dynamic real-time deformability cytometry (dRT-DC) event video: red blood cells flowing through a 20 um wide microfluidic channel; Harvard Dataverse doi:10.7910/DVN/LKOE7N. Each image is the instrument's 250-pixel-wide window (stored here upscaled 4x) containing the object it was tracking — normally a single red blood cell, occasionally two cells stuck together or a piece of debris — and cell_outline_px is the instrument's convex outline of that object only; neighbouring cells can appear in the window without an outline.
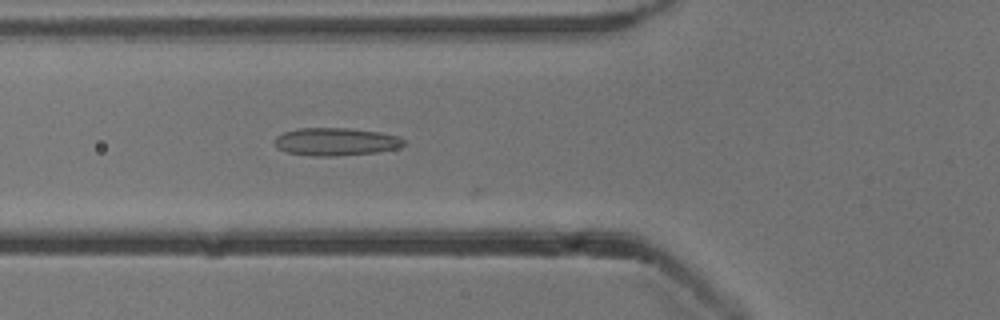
{"species": "common noctule bat (a hibernating species)", "species_latin": "Nyctalus noctula", "temperature_condition": "cold", "stored_images_in_passage": 5, "camera_frame_rate_fps": 3000, "um_per_image_px": 0.085, "animal": {"sex": "male", "body_mass_g": 13.3}, "frame": {"image": 1, "passage_image": 4, "time_ms": 1.0, "image_size_px": [1000, 320], "cell_outline_px": [[404, 144], [396, 148], [376, 152], [336, 156], [312, 156], [284, 152], [276, 148], [276, 136], [284, 132], [300, 128], [348, 128], [380, 132], [396, 136], [404, 140]], "centroid_in_image_um": [28.5, 12.05], "position_along_channel_um": 97.3, "area_um2": 20.81}}